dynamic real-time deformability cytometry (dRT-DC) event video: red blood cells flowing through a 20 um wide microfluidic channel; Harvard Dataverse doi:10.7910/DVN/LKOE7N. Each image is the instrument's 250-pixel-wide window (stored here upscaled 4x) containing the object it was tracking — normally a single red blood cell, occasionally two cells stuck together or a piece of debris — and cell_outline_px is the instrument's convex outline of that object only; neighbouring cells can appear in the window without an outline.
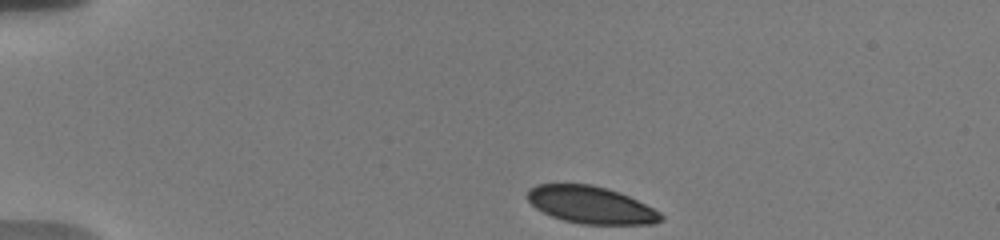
{"species": "human", "species_latin": "Homo sapiens", "temperature_condition": "warm", "stored_images_in_passage": 45, "camera_frame_rate_fps": 3000, "um_per_image_px": 0.085, "donor": {"sex": "male"}, "frame": {"image": 1, "passage_image": 1, "time_ms": 0.0, "image_size_px": [1000, 240], "cell_outline_px": [[664, 220], [652, 224], [580, 224], [564, 220], [552, 216], [536, 208], [528, 200], [528, 188], [536, 184], [592, 184], [608, 188], [620, 192], [660, 212], [664, 216]], "centroid_in_image_um": [50.23, 17.41], "position_along_channel_um": 34.8, "area_um2": 28.9}}
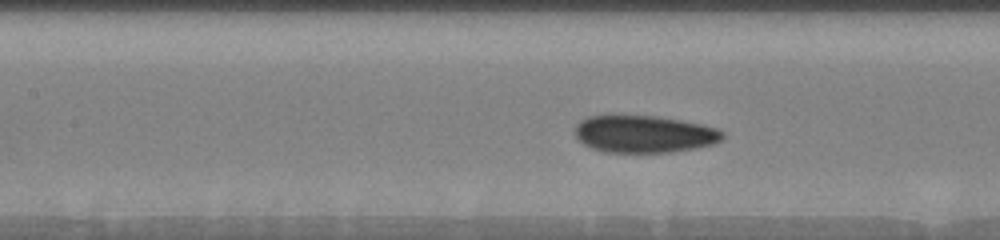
{"frame": {"image": 2, "passage_image": 16, "time_ms": 5.0, "image_size_px": [1000, 240], "cell_outline_px": [[724, 136], [716, 144], [696, 148], [672, 152], [604, 152], [592, 148], [584, 144], [576, 136], [576, 124], [580, 120], [588, 116], [656, 116], [704, 124], [720, 128], [724, 132]], "centroid_in_image_um": [54.81, 11.4], "position_along_channel_um": 152.6, "area_um2": 32.14}}
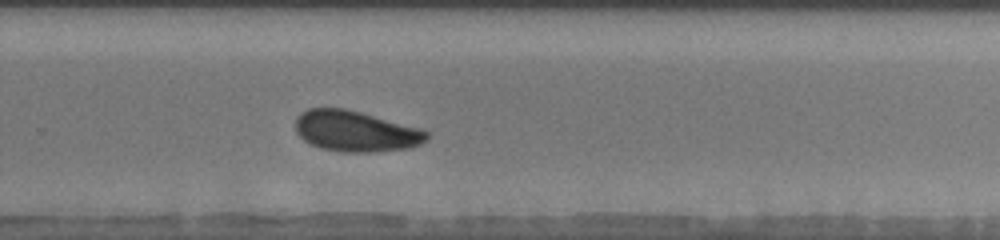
{"frame": {"image": 3, "passage_image": 28, "time_ms": 9.0, "image_size_px": [1000, 240], "cell_outline_px": [[428, 136], [420, 144], [408, 148], [372, 152], [344, 152], [320, 148], [304, 140], [296, 132], [296, 116], [300, 112], [308, 108], [344, 108], [360, 112], [420, 128], [428, 132]], "centroid_in_image_um": [30.19, 11.15], "position_along_channel_um": 299.6, "area_um2": 31.04}, "authors_computed_cell_mechanics": {"area_um2": 31.0386, "velocity_mm_per_s": 3.6863, "shape_relaxation_time_tau1_ms": 6.0917, "shape_relaxation_time_tau2_ms": 2.0985, "deformation_change_tau1": 0.1327, "deformation_change_tau2": 0.0393}}